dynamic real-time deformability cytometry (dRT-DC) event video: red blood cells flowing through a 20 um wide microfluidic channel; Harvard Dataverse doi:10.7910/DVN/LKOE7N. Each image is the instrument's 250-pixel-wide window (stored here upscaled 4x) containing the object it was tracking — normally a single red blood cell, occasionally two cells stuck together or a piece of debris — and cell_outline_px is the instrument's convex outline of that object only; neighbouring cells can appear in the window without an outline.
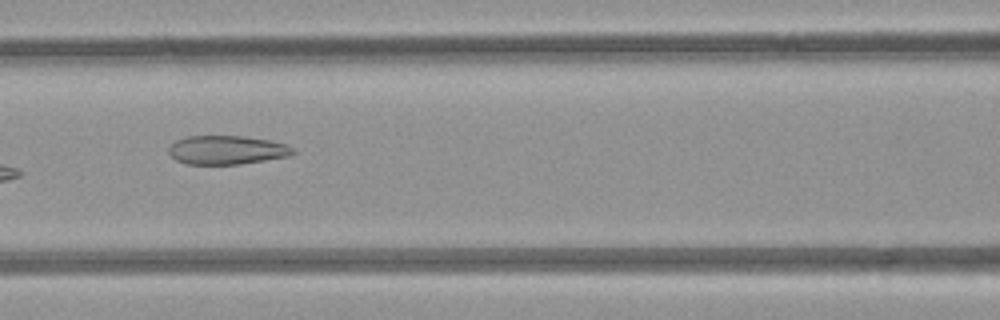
{"species": "common noctule bat (a hibernating species)", "species_latin": "Nyctalus noctula", "temperature_condition": "room temperature", "stored_images_in_passage": 8, "camera_frame_rate_fps": 3000, "um_per_image_px": 0.085, "animal": {"sex": "female", "body_mass_g": 21.9}, "frame": {"image": 1, "passage_image": 7, "time_ms": 7.667, "image_size_px": [1000, 320], "cell_outline_px": [[296, 152], [288, 156], [240, 164], [188, 164], [176, 160], [168, 152], [168, 148], [176, 140], [188, 136], [244, 136], [268, 140], [288, 144], [296, 148]], "centroid_in_image_um": [19.31, 12.74], "position_along_channel_um": 147.3, "area_um2": 20.87}}
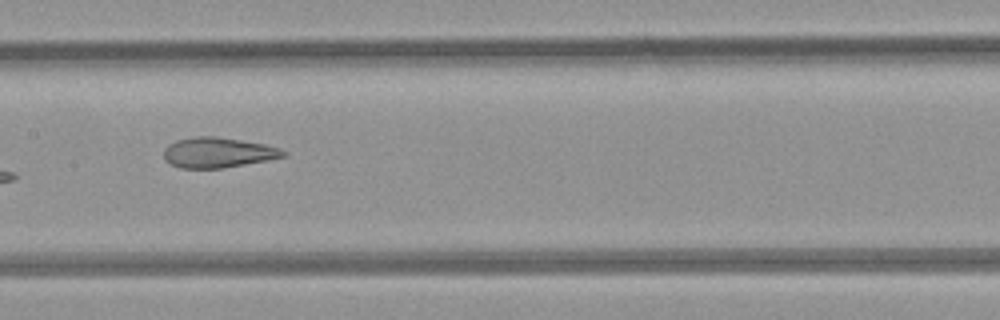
{"frame": {"image": 2, "passage_image": 8, "time_ms": 8.667, "image_size_px": [1000, 320], "cell_outline_px": [[288, 156], [268, 160], [220, 168], [180, 168], [164, 160], [164, 148], [168, 144], [176, 140], [196, 136], [216, 136], [264, 144], [280, 148], [288, 152]], "centroid_in_image_um": [18.53, 12.96], "position_along_channel_um": 188.9, "area_um2": 21.1}}